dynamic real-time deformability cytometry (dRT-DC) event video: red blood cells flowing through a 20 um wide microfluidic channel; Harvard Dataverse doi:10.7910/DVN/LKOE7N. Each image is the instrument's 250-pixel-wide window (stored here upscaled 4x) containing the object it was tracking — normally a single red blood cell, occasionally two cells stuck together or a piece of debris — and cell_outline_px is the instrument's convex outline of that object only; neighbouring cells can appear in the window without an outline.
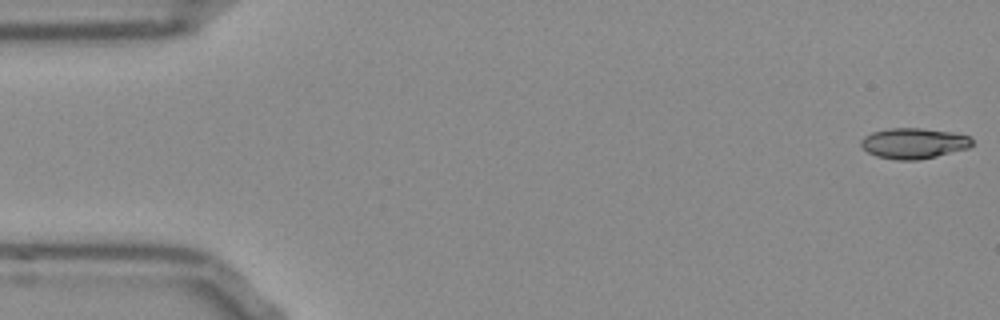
{"species": "Egyptian fruit bat (a non-hibernating species)", "species_latin": "Rousettus aegyptiacus", "temperature_condition": "room temperature", "stored_images_in_passage": 53, "camera_frame_rate_fps": 3000, "um_per_image_px": 0.085, "frame": {"image": 1, "passage_image": 1, "time_ms": 0.0, "image_size_px": [1000, 320], "cell_outline_px": [[972, 144], [968, 148], [936, 156], [916, 160], [896, 160], [876, 156], [868, 152], [860, 144], [860, 140], [864, 136], [872, 132], [888, 128], [920, 128], [952, 132], [972, 136]], "centroid_in_image_um": [77.66, 12.17], "position_along_channel_um": 7.3, "area_um2": 19.83}}
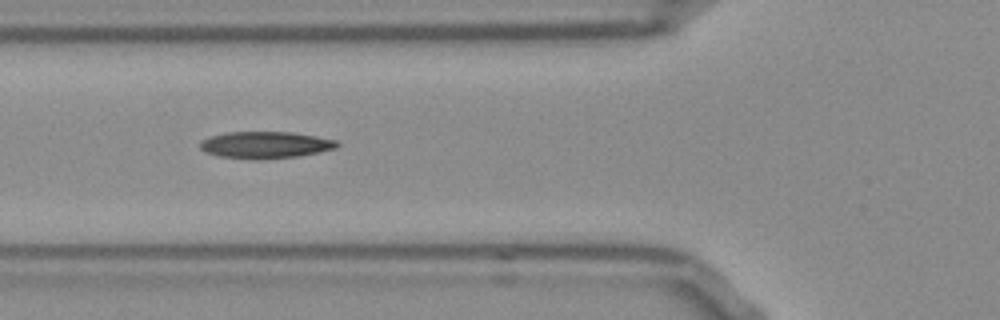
{"frame": {"image": 2, "passage_image": 19, "time_ms": 6.0, "image_size_px": [1000, 320], "cell_outline_px": [[340, 144], [336, 148], [320, 152], [300, 156], [260, 160], [252, 160], [220, 156], [208, 152], [200, 148], [200, 140], [224, 132], [292, 132], [316, 136], [336, 140]], "centroid_in_image_um": [22.58, 12.32], "position_along_channel_um": 103.2, "area_um2": 21.56}}
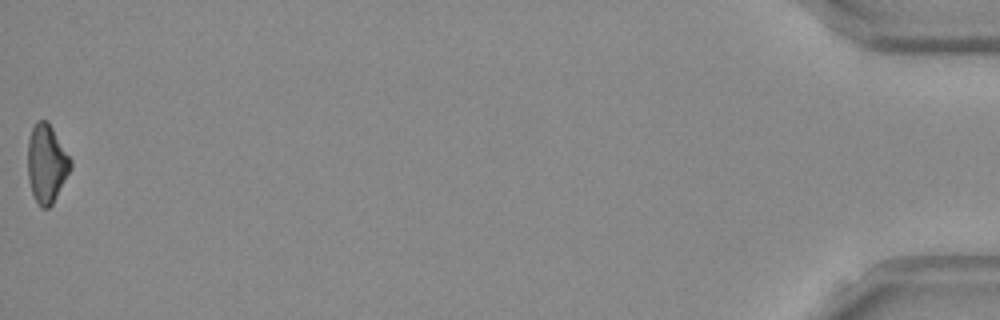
{"frame": {"image": 3, "passage_image": 53, "time_ms": 17.333, "image_size_px": [1000, 320], "cell_outline_px": [[72, 168], [52, 204], [48, 208], [40, 208], [32, 192], [28, 180], [28, 140], [32, 128], [36, 120], [48, 120], [72, 160]], "centroid_in_image_um": [3.97, 13.89], "position_along_channel_um": 431.2, "area_um2": 19.65}, "authors_computed_cell_mechanics": {"area_um2": 20.2878, "velocity_mm_per_s": 3.8234, "shape_relaxation_time_tau1_ms": 7.7138, "shape_relaxation_time_tau2_ms": 10.0897, "deformation_change_tau1": 0.2007, "deformation_change_tau2": 0.2179}}